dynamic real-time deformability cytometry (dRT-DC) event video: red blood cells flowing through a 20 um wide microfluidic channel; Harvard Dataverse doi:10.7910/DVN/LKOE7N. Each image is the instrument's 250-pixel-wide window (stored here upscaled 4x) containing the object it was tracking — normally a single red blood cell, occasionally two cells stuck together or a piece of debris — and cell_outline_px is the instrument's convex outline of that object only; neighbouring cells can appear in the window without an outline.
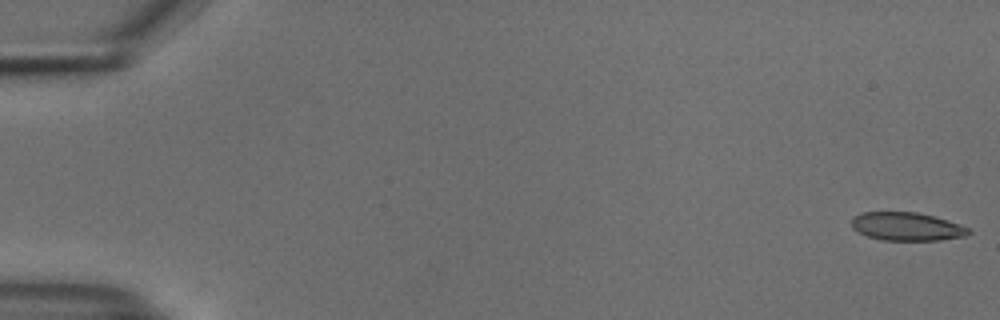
{"species": "common noctule bat (a hibernating species)", "species_latin": "Nyctalus noctula", "temperature_condition": "cold", "stored_images_in_passage": 54, "camera_frame_rate_fps": 3000, "um_per_image_px": 0.085, "animal": {"sex": "male", "body_mass_g": 18.8}, "frame": {"image": 1, "passage_image": 1, "time_ms": 0.0, "image_size_px": [1000, 320], "cell_outline_px": [[972, 232], [968, 236], [940, 240], [880, 240], [868, 236], [852, 228], [852, 216], [860, 212], [916, 212], [932, 216], [960, 224], [968, 228]], "centroid_in_image_um": [77.08, 19.25], "position_along_channel_um": 7.9, "area_um2": 19.31}}
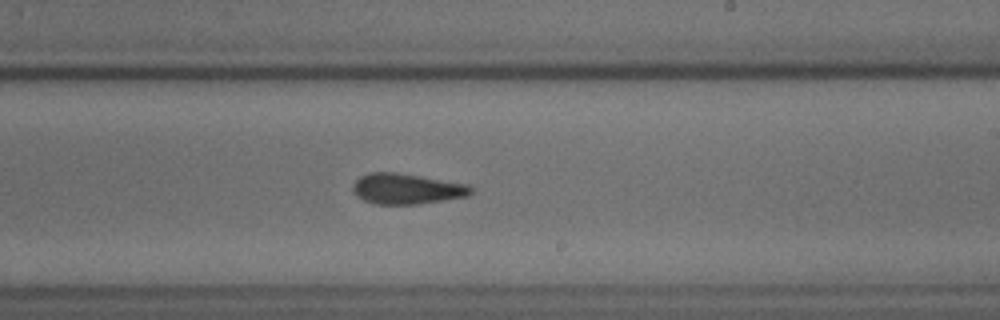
{"frame": {"image": 2, "passage_image": 33, "time_ms": 10.667, "image_size_px": [1000, 320], "cell_outline_px": [[472, 192], [468, 196], [416, 204], [376, 204], [364, 200], [356, 196], [352, 188], [352, 184], [360, 176], [368, 172], [396, 172], [468, 184], [472, 188]], "centroid_in_image_um": [34.53, 16.04], "position_along_channel_um": 254.5, "area_um2": 20.98}}
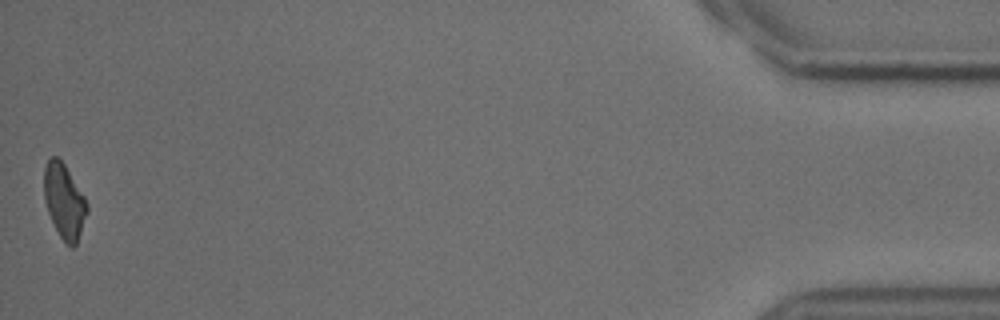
{"frame": {"image": 3, "passage_image": 54, "time_ms": 17.667, "image_size_px": [1000, 320], "cell_outline_px": [[88, 212], [76, 244], [72, 248], [60, 236], [48, 212], [44, 200], [44, 168], [48, 160], [52, 156], [56, 156], [64, 164], [84, 196], [88, 204]], "centroid_in_image_um": [5.46, 17.09], "position_along_channel_um": 429.7, "area_um2": 18.38}, "authors_computed_cell_mechanics": {"area_um2": 20.4612, "velocity_mm_per_s": 3.7548, "shape_relaxation_time_tau1_ms": null, "shape_relaxation_time_tau2_ms": 3.9541, "deformation_change_tau1": null, "deformation_change_tau2": 0.0921}}